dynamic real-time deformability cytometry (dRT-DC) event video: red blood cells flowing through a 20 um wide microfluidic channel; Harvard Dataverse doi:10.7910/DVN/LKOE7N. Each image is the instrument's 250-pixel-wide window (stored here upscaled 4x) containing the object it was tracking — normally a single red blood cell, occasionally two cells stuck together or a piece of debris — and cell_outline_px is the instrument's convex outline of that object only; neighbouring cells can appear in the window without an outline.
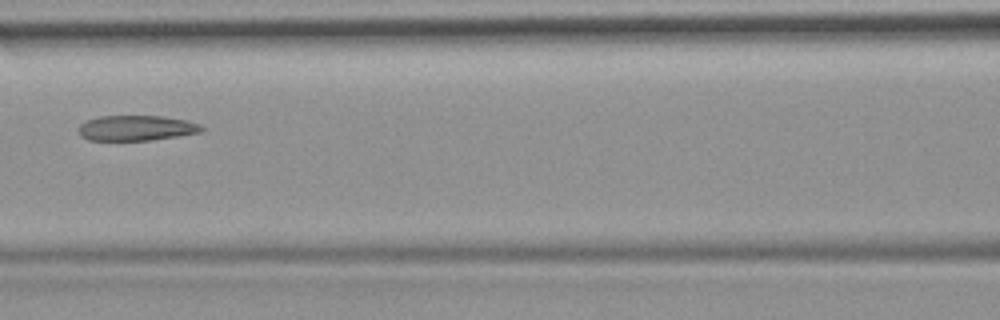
{"species": "common noctule bat (a hibernating species)", "species_latin": "Nyctalus noctula", "temperature_condition": "room temperature", "stored_images_in_passage": 6, "camera_frame_rate_fps": 3000, "um_per_image_px": 0.085, "animal": {"sex": "female", "body_mass_g": 19.9}, "frame": {"image": 1, "passage_image": 6, "time_ms": 5.667, "image_size_px": [1000, 320], "cell_outline_px": [[204, 128], [200, 132], [176, 136], [148, 140], [88, 140], [80, 136], [80, 124], [84, 120], [100, 116], [164, 116], [188, 120], [200, 124]], "centroid_in_image_um": [11.58, 10.87], "position_along_channel_um": 155.0, "area_um2": 18.09}}